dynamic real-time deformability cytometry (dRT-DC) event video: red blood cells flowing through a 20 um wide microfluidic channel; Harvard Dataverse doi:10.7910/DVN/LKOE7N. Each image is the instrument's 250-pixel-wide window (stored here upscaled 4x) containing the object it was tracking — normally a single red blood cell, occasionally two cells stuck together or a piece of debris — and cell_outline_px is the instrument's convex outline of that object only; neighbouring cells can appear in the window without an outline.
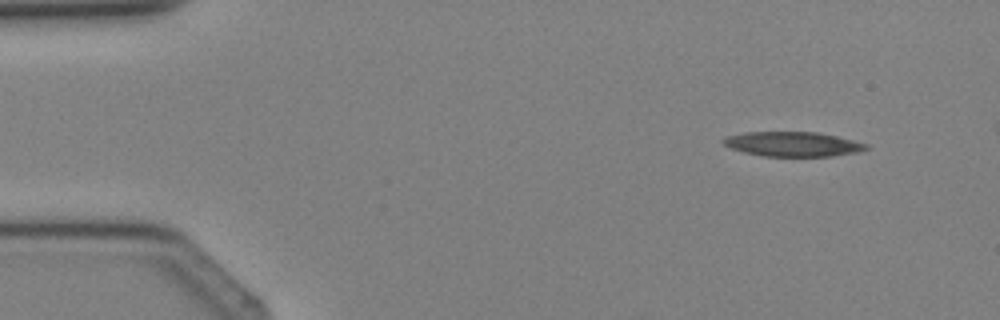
{"species": "Egyptian fruit bat (a non-hibernating species)", "species_latin": "Rousettus aegyptiacus", "temperature_condition": "cold", "stored_images_in_passage": 4, "camera_frame_rate_fps": 3000, "um_per_image_px": 0.085, "animal": {"sex": "female"}, "frame": {"image": 1, "passage_image": 2, "time_ms": 1.0, "image_size_px": [1000, 320], "cell_outline_px": [[872, 148], [860, 152], [832, 156], [764, 156], [744, 152], [732, 148], [724, 144], [720, 140], [724, 136], [744, 132], [816, 132], [836, 136], [868, 144]], "centroid_in_image_um": [67.4, 12.25], "position_along_channel_um": 17.6, "area_um2": 20.63}}